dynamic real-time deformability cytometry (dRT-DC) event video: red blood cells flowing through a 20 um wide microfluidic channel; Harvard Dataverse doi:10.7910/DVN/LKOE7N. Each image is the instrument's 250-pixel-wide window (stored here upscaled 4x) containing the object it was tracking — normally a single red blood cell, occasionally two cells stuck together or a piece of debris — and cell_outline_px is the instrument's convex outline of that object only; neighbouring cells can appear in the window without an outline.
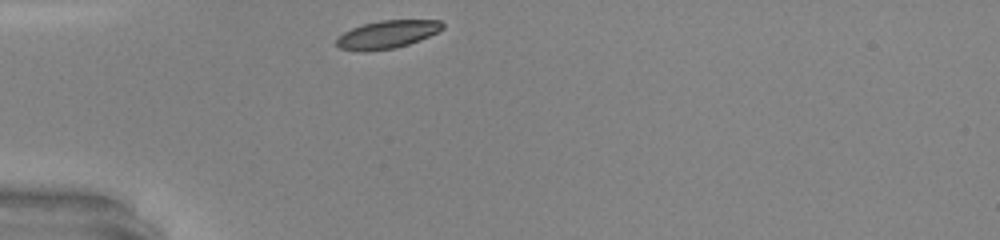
{"species": "common noctule bat (a hibernating species)", "species_latin": "Nyctalus noctula", "temperature_condition": "warm", "stored_images_in_passage": 26, "camera_frame_rate_fps": 3000, "um_per_image_px": 0.085, "animal": {"sex": "male", "body_mass_g": 20.0, "forearm_length_mm": 53.3}, "frame": {"image": 1, "passage_image": 1, "time_ms": 0.0, "image_size_px": [1000, 240], "cell_outline_px": [[444, 28], [420, 40], [396, 48], [340, 48], [336, 44], [336, 40], [344, 32], [352, 28], [364, 24], [380, 20], [440, 20], [444, 24]], "centroid_in_image_um": [33.0, 2.87], "position_along_channel_um": 52.0, "area_um2": 16.36}}
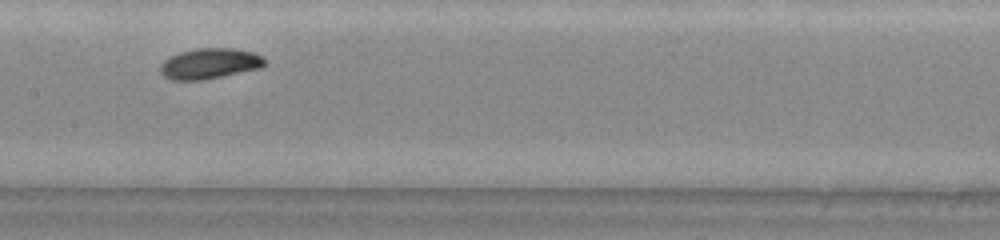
{"frame": {"image": 2, "passage_image": 12, "time_ms": 3.667, "image_size_px": [1000, 240], "cell_outline_px": [[264, 64], [260, 68], [204, 80], [172, 80], [164, 76], [160, 72], [160, 64], [164, 60], [180, 52], [196, 48], [232, 48], [252, 52], [264, 56]], "centroid_in_image_um": [17.81, 5.4], "position_along_channel_um": 189.6, "area_um2": 18.55}}
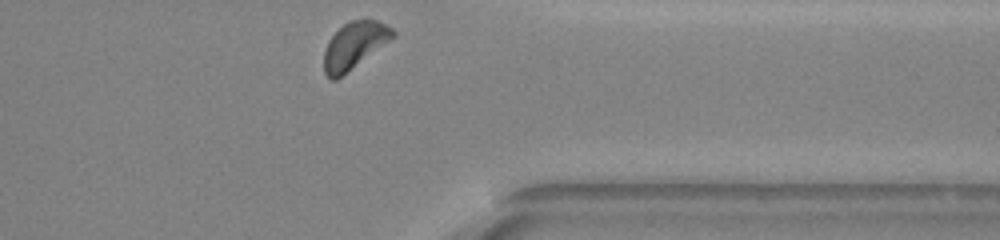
{"frame": {"image": 3, "passage_image": 26, "time_ms": 8.333, "image_size_px": [1000, 240], "cell_outline_px": [[396, 36], [336, 80], [332, 80], [324, 72], [324, 52], [328, 40], [344, 24], [352, 20], [376, 20], [392, 28], [396, 32]], "centroid_in_image_um": [30.12, 3.86], "position_along_channel_um": 381.3, "area_um2": 18.44}, "authors_computed_cell_mechanics": {"area_um2": 18.496, "velocity_mm_per_s": 4.216, "shape_relaxation_time_tau1_ms": 1.1151, "shape_relaxation_time_tau2_ms": null, "deformation_change_tau1": 0.0624, "deformation_change_tau2": null}}